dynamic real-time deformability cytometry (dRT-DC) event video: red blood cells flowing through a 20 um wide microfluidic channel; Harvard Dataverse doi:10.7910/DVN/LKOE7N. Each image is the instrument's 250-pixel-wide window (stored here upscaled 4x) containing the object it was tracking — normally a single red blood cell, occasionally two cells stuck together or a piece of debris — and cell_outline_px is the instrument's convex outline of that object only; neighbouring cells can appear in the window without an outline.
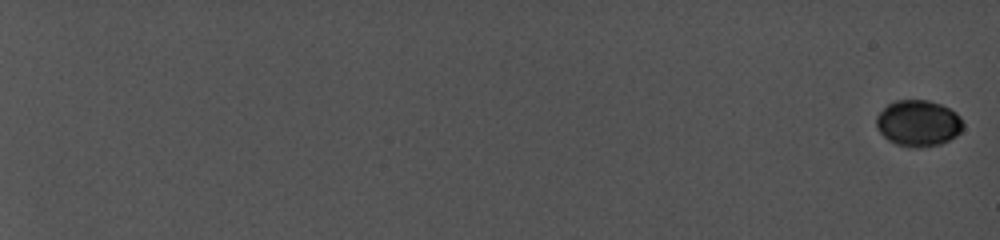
{"species": "common noctule bat (a hibernating species)", "species_latin": "Nyctalus noctula", "temperature_condition": "cold", "stored_images_in_passage": 35, "camera_frame_rate_fps": 5000, "um_per_image_px": 0.085, "animal": {"sex": "female", "body_mass_g": 19.0, "forearm_length_mm": 56.7}, "frame": {"image": 1, "passage_image": 1, "time_ms": 0.0, "image_size_px": [1000, 240], "cell_outline_px": [[964, 128], [956, 136], [940, 144], [920, 148], [916, 148], [896, 144], [888, 140], [876, 128], [876, 116], [888, 104], [896, 100], [928, 100], [940, 104], [956, 112], [960, 116], [964, 124]], "centroid_in_image_um": [78.06, 10.48], "position_along_channel_um": 6.9, "area_um2": 23.47}}
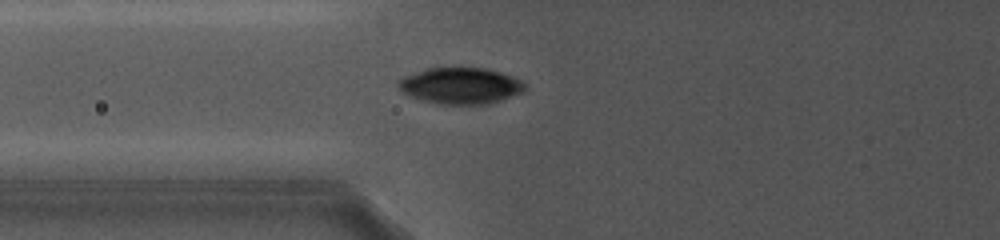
{"frame": {"image": 2, "passage_image": 20, "time_ms": 10.2, "image_size_px": [1000, 240], "cell_outline_px": [[528, 88], [524, 92], [488, 104], [440, 104], [408, 96], [396, 88], [396, 80], [404, 76], [428, 68], [484, 68], [500, 72], [512, 76], [528, 84]], "centroid_in_image_um": [39.14, 7.29], "position_along_channel_um": 86.7, "area_um2": 26.99}}
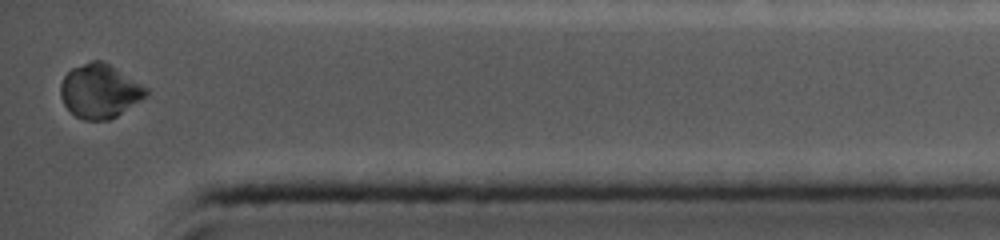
{"frame": {"image": 3, "passage_image": 35, "time_ms": 19.0, "image_size_px": [1000, 240], "cell_outline_px": [[148, 92], [140, 100], [116, 116], [108, 120], [84, 120], [76, 116], [64, 104], [60, 96], [60, 84], [64, 76], [72, 68], [92, 60], [100, 60], [108, 64], [148, 88]], "centroid_in_image_um": [8.44, 7.75], "position_along_channel_um": 426.8, "area_um2": 26.41}}